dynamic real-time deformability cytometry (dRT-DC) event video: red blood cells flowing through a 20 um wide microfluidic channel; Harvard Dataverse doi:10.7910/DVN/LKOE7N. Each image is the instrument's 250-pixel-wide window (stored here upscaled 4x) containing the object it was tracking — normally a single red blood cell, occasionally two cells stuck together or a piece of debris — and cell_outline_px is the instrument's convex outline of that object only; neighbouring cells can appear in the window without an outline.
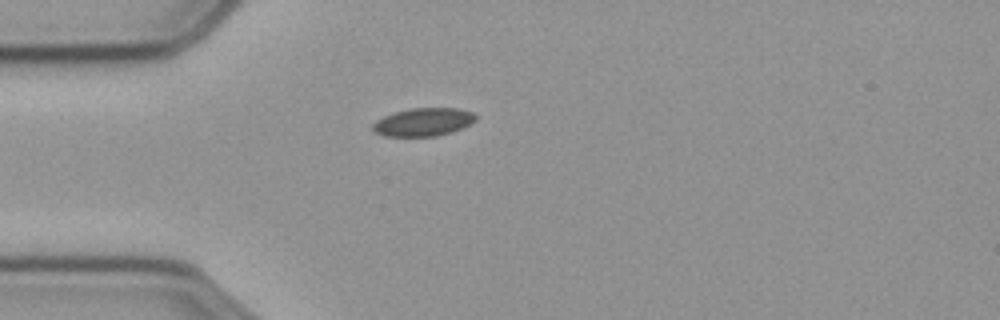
{"species": "common noctule bat (a hibernating species)", "species_latin": "Nyctalus noctula", "temperature_condition": "cold", "stored_images_in_passage": 43, "camera_frame_rate_fps": 3000, "um_per_image_px": 0.085, "animal": {"sex": "male", "body_mass_g": 23.1, "forearm_length_mm": 52.7}, "frame": {"image": 1, "passage_image": 1, "time_ms": 0.0, "image_size_px": [1000, 320], "cell_outline_px": [[476, 120], [464, 128], [452, 132], [436, 136], [384, 136], [376, 132], [372, 128], [372, 124], [376, 120], [384, 116], [396, 112], [412, 108], [460, 108], [472, 112], [476, 116]], "centroid_in_image_um": [36.01, 10.37], "position_along_channel_um": 49.0, "area_um2": 16.88}}
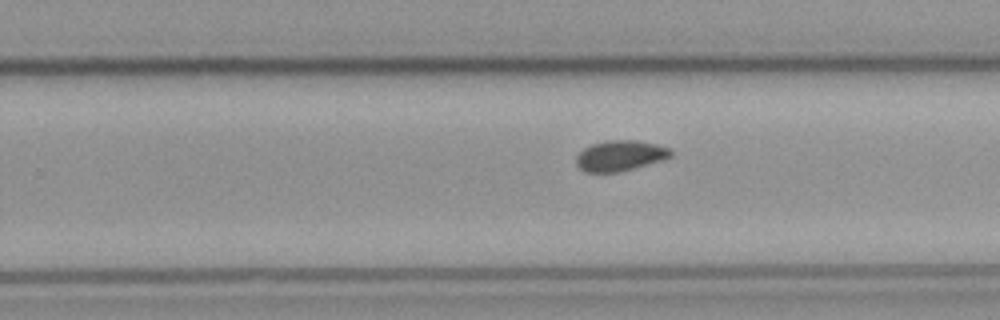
{"frame": {"image": 2, "passage_image": 21, "time_ms": 6.667, "image_size_px": [1000, 320], "cell_outline_px": [[672, 156], [664, 160], [616, 172], [588, 172], [580, 168], [576, 164], [576, 156], [584, 148], [592, 144], [608, 140], [636, 140], [656, 144], [672, 148]], "centroid_in_image_um": [52.74, 13.22], "position_along_channel_um": 277.1, "area_um2": 16.76}}
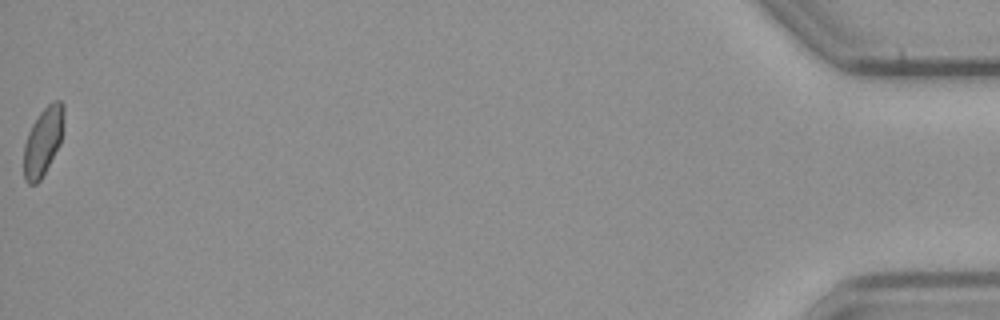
{"frame": {"image": 3, "passage_image": 43, "time_ms": 14.0, "image_size_px": [1000, 320], "cell_outline_px": [[64, 112], [60, 144], [40, 180], [36, 184], [28, 184], [24, 180], [24, 144], [28, 132], [32, 124], [40, 112], [52, 100], [60, 100], [64, 104]], "centroid_in_image_um": [3.65, 12.0], "position_along_channel_um": 431.6, "area_um2": 15.84}, "authors_computed_cell_mechanics": {"area_um2": 16.5886, "velocity_mm_per_s": 3.5801, "shape_relaxation_time_tau1_ms": null, "shape_relaxation_time_tau2_ms": 3.1204, "deformation_change_tau1": null, "deformation_change_tau2": 0.0523}}